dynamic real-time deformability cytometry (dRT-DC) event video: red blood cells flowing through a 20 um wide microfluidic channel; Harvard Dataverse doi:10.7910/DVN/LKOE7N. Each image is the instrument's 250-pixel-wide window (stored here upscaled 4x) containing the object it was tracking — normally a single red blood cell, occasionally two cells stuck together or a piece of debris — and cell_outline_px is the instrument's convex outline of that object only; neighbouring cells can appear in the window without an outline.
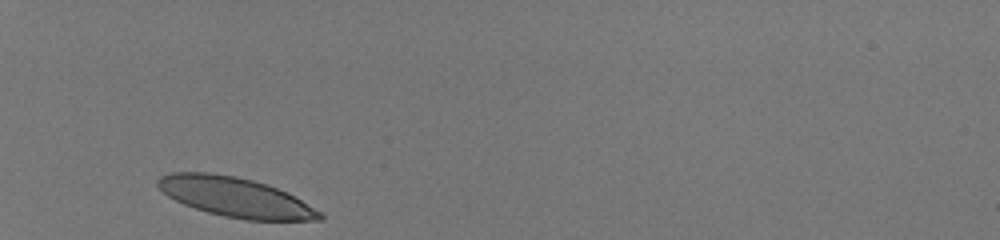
{"species": "human", "species_latin": "Homo sapiens", "temperature_condition": "room temperature", "stored_images_in_passage": 29, "camera_frame_rate_fps": 3000, "um_per_image_px": 0.085, "donor": {"sex": "male"}, "frame": {"image": 1, "passage_image": 1, "time_ms": 0.0, "image_size_px": [1000, 240], "cell_outline_px": [[324, 220], [244, 220], [224, 216], [208, 212], [184, 204], [168, 196], [156, 184], [156, 180], [160, 176], [172, 172], [212, 172], [236, 176], [268, 184], [288, 192], [320, 212], [324, 216]], "centroid_in_image_um": [20.0, 16.75], "position_along_channel_um": 65.0, "area_um2": 37.28}}
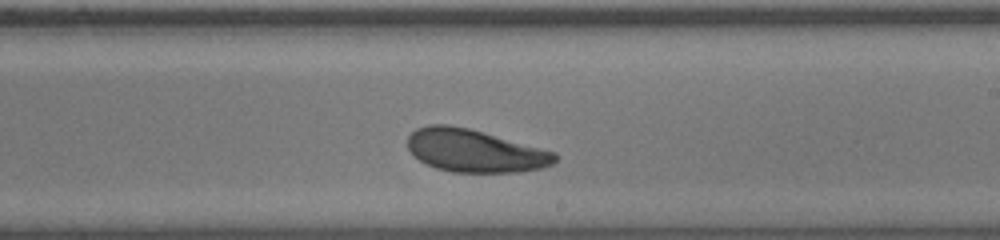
{"frame": {"image": 2, "passage_image": 17, "time_ms": 5.333, "image_size_px": [1000, 240], "cell_outline_px": [[560, 156], [552, 164], [540, 168], [516, 172], [452, 172], [436, 168], [420, 160], [408, 148], [408, 136], [416, 128], [428, 124], [448, 124], [468, 128], [556, 152]], "centroid_in_image_um": [40.36, 12.81], "position_along_channel_um": 248.6, "area_um2": 36.47}}
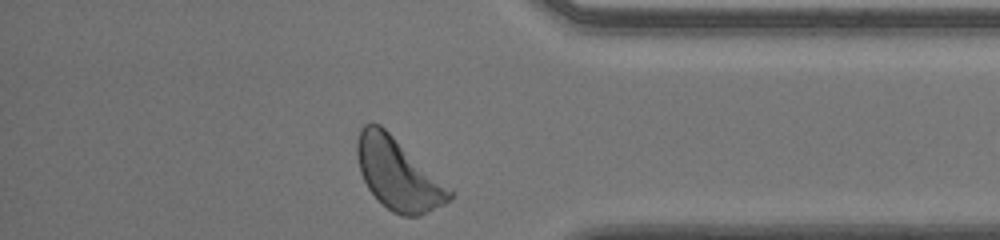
{"frame": {"image": 3, "passage_image": 29, "time_ms": 9.333, "image_size_px": [1000, 240], "cell_outline_px": [[456, 192], [452, 200], [420, 216], [404, 216], [392, 212], [368, 188], [360, 172], [356, 156], [356, 140], [360, 128], [364, 124], [380, 124], [452, 188]], "centroid_in_image_um": [33.87, 14.8], "position_along_channel_um": 401.3, "area_um2": 38.61}, "authors_computed_cell_mechanics": {"area_um2": 37.281, "velocity_mm_per_s": 3.9741, "shape_relaxation_time_tau1_ms": 2.262, "shape_relaxation_time_tau2_ms": 2.9682, "deformation_change_tau1": 0.1008, "deformation_change_tau2": 0.0982}}